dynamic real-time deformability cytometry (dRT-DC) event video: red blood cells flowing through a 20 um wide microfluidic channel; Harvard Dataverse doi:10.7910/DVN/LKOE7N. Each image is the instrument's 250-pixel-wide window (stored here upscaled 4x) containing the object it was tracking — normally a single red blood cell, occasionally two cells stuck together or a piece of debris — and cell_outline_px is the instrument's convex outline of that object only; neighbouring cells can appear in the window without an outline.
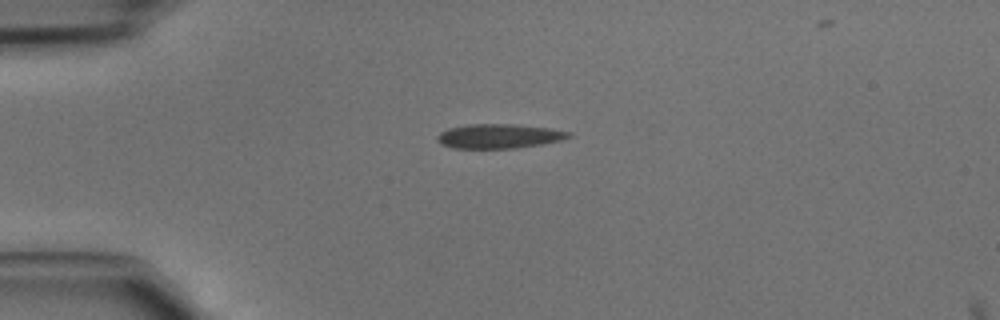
{"species": "common noctule bat (a hibernating species)", "species_latin": "Nyctalus noctula", "temperature_condition": "cold", "stored_images_in_passage": 33, "camera_frame_rate_fps": 3000, "um_per_image_px": 0.085, "animal": {"sex": "male", "body_mass_g": 15.6}, "frame": {"image": 1, "passage_image": 1, "time_ms": 0.0, "image_size_px": [1000, 320], "cell_outline_px": [[572, 136], [560, 140], [544, 144], [516, 148], [452, 148], [440, 144], [436, 140], [436, 136], [440, 132], [448, 128], [468, 124], [516, 124], [552, 128], [572, 132]], "centroid_in_image_um": [42.42, 11.57], "position_along_channel_um": 42.6, "area_um2": 18.96}}
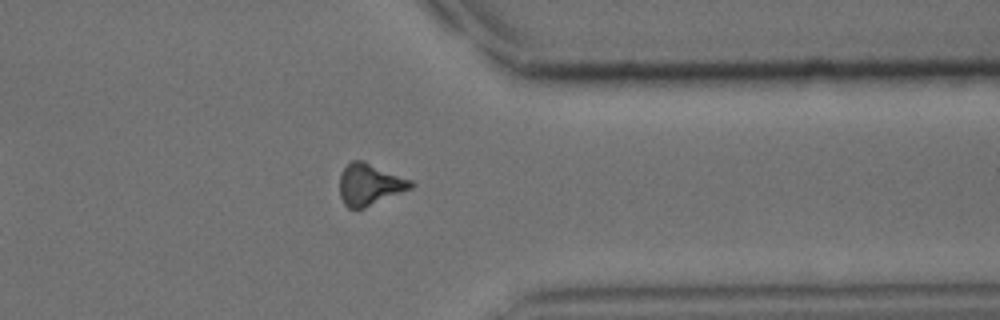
{"frame": {"image": 2, "passage_image": 26, "time_ms": 8.333, "image_size_px": [1000, 320], "cell_outline_px": [[416, 184], [412, 188], [364, 208], [348, 208], [344, 204], [340, 196], [340, 172], [352, 160], [364, 160], [412, 180]], "centroid_in_image_um": [31.43, 15.66], "position_along_channel_um": 380.0, "area_um2": 17.34}}
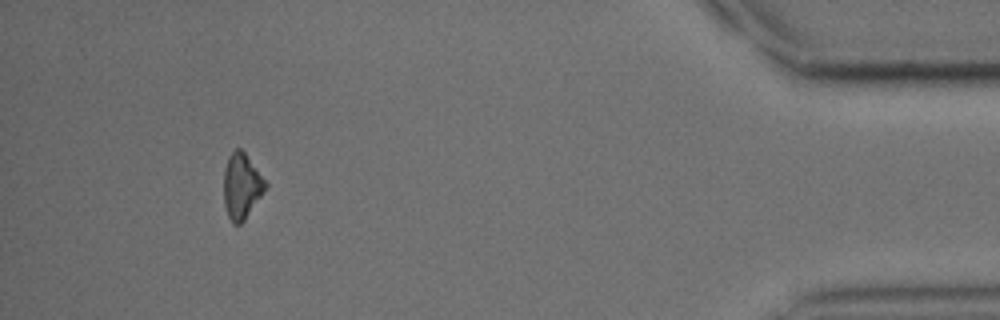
{"frame": {"image": 3, "passage_image": 32, "time_ms": 10.333, "image_size_px": [1000, 320], "cell_outline_px": [[268, 188], [244, 220], [240, 224], [232, 224], [228, 216], [224, 204], [224, 172], [228, 156], [236, 148], [240, 148], [244, 152], [268, 184]], "centroid_in_image_um": [20.55, 15.84], "position_along_channel_um": 414.7, "area_um2": 15.9}}